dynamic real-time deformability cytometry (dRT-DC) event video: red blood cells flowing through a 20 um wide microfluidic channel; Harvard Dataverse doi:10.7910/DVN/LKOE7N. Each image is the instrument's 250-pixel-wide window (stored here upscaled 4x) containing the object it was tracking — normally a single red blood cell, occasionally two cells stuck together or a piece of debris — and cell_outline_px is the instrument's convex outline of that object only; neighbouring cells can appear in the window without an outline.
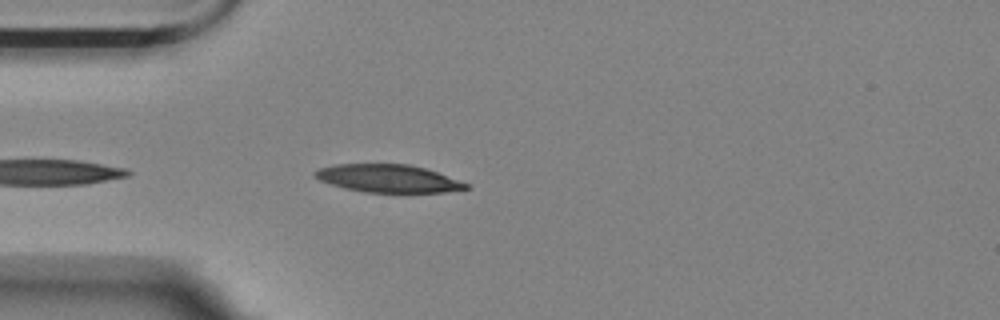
{"species": "Egyptian fruit bat (a non-hibernating species)", "species_latin": "Rousettus aegyptiacus", "temperature_condition": "room temperature", "stored_images_in_passage": 5, "camera_frame_rate_fps": 3000, "um_per_image_px": 0.085, "animal": {"sex": "female"}, "frame": {"image": 1, "passage_image": 5, "time_ms": 1.333, "image_size_px": [1000, 320], "cell_outline_px": [[472, 188], [444, 192], [364, 192], [344, 188], [320, 180], [312, 176], [312, 172], [320, 168], [336, 164], [408, 164], [424, 168], [436, 172], [468, 184]], "centroid_in_image_um": [32.95, 15.17], "position_along_channel_um": 52.0, "area_um2": 24.28}}